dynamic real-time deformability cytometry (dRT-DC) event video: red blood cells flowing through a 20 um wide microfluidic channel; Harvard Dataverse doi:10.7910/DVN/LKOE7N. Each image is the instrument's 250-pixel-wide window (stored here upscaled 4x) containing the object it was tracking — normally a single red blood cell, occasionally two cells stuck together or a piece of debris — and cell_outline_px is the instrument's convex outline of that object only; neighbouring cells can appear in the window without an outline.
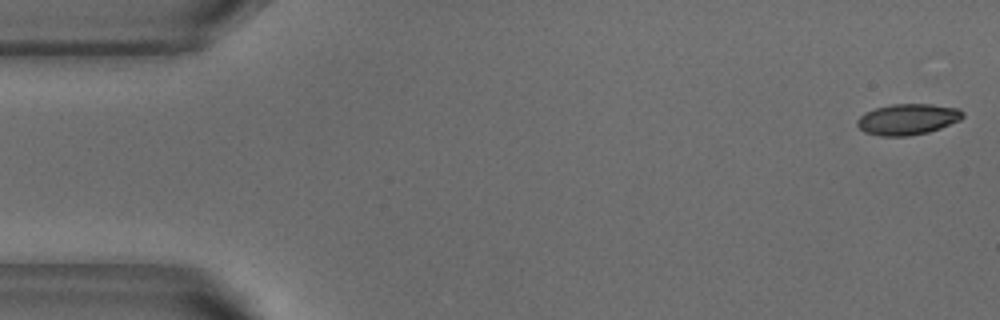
{"species": "common noctule bat (a hibernating species)", "species_latin": "Nyctalus noctula", "temperature_condition": "warm", "stored_images_in_passage": 52, "camera_frame_rate_fps": 3000, "um_per_image_px": 0.085, "animal": {"sex": "male", "body_mass_g": 18.8}, "frame": {"image": 1, "passage_image": 1, "time_ms": 0.0, "image_size_px": [1000, 320], "cell_outline_px": [[964, 116], [960, 120], [940, 128], [928, 132], [908, 136], [880, 136], [864, 132], [856, 124], [856, 120], [864, 112], [876, 108], [892, 104], [932, 104], [960, 108], [964, 112]], "centroid_in_image_um": [77.15, 10.13], "position_along_channel_um": 7.8, "area_um2": 19.19}}
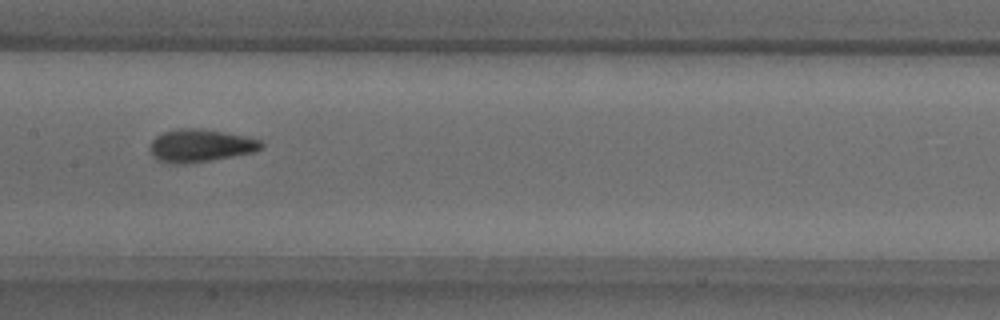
{"frame": {"image": 2, "passage_image": 25, "time_ms": 8.0, "image_size_px": [1000, 320], "cell_outline_px": [[264, 148], [252, 152], [212, 160], [184, 164], [168, 164], [152, 156], [148, 148], [152, 140], [156, 136], [164, 132], [180, 128], [196, 128], [224, 132], [244, 136], [260, 140], [264, 144]], "centroid_in_image_um": [17.0, 12.38], "position_along_channel_um": 190.4, "area_um2": 21.27}}
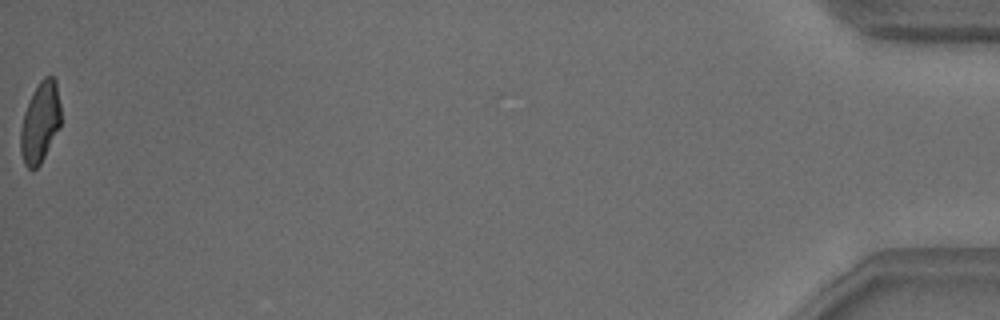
{"frame": {"image": 3, "passage_image": 52, "time_ms": 17.0, "image_size_px": [1000, 320], "cell_outline_px": [[60, 128], [40, 164], [32, 172], [24, 164], [20, 152], [20, 128], [24, 112], [32, 92], [40, 80], [44, 76], [52, 76], [56, 80], [60, 104]], "centroid_in_image_um": [3.4, 10.41], "position_along_channel_um": 431.8, "area_um2": 19.19}, "authors_computed_cell_mechanics": {"area_um2": 19.9699, "velocity_mm_per_s": 3.8343, "shape_relaxation_time_tau1_ms": 3.5303, "shape_relaxation_time_tau2_ms": 1.1401, "deformation_change_tau1": 0.1681, "deformation_change_tau2": 0.0805}}